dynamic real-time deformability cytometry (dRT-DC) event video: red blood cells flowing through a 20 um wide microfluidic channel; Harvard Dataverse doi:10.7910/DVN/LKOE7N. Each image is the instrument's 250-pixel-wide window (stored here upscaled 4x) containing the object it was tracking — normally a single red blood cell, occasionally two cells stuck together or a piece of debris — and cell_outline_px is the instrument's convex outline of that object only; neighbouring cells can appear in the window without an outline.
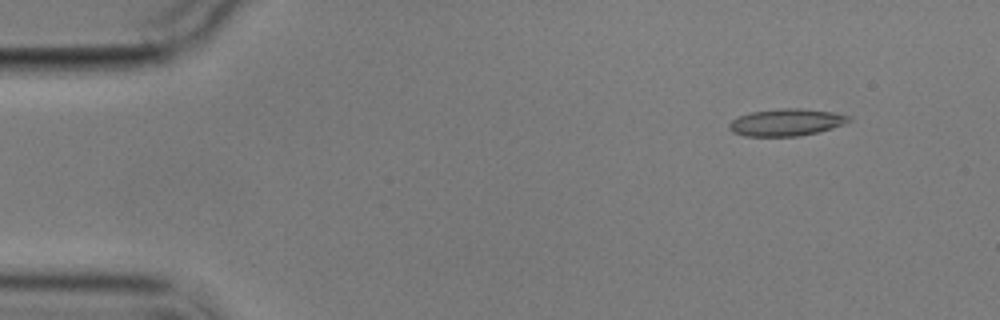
{"species": "common noctule bat (a hibernating species)", "species_latin": "Nyctalus noctula", "temperature_condition": "cold", "stored_images_in_passage": 4, "camera_frame_rate_fps": 3000, "um_per_image_px": 0.085, "animal": {"sex": "male", "body_mass_g": 17.9}, "frame": {"image": 1, "passage_image": 2, "time_ms": 1.0, "image_size_px": [1000, 320], "cell_outline_px": [[852, 120], [844, 124], [832, 128], [800, 136], [744, 136], [732, 132], [728, 128], [728, 124], [736, 116], [752, 112], [784, 108], [800, 108], [832, 112], [852, 116]], "centroid_in_image_um": [66.82, 10.4], "position_along_channel_um": 18.2, "area_um2": 18.96}}
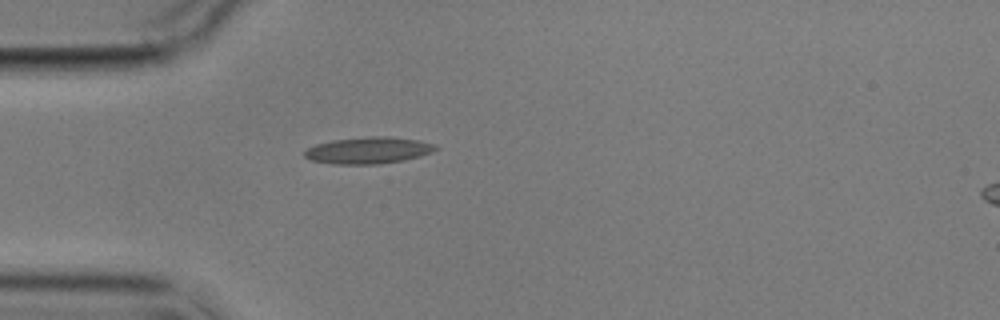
{"frame": {"image": 2, "passage_image": 4, "time_ms": 4.333, "image_size_px": [1000, 320], "cell_outline_px": [[440, 148], [432, 152], [420, 156], [404, 160], [380, 164], [332, 164], [312, 160], [304, 156], [304, 152], [308, 148], [316, 144], [332, 140], [372, 136], [388, 136], [420, 140], [436, 144]], "centroid_in_image_um": [31.36, 12.78], "position_along_channel_um": 53.6, "area_um2": 20.46}}